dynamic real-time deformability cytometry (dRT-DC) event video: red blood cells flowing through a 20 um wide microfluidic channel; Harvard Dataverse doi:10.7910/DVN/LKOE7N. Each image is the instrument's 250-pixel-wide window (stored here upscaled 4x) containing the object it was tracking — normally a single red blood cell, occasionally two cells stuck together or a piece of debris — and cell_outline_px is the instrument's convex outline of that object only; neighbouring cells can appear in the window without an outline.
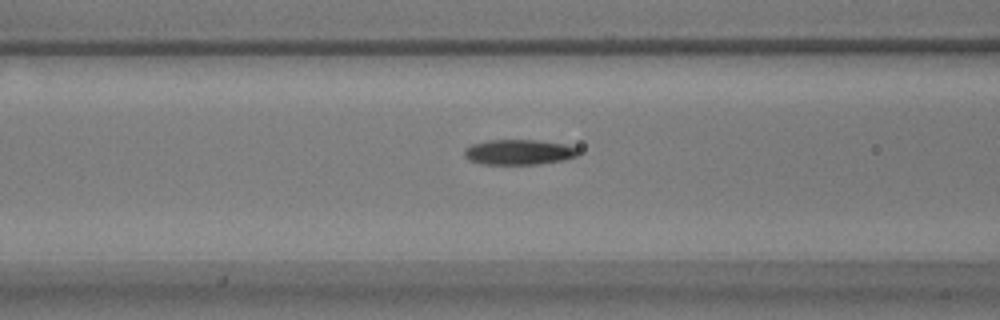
{"species": "common noctule bat (a hibernating species)", "species_latin": "Nyctalus noctula", "temperature_condition": "warm", "stored_images_in_passage": 41, "camera_frame_rate_fps": 3000, "um_per_image_px": 0.085, "animal": {"sex": "male", "body_mass_g": 17.9}, "frame": {"image": 1, "passage_image": 6, "time_ms": 1.667, "image_size_px": [1000, 320], "cell_outline_px": [[580, 152], [576, 156], [564, 160], [540, 164], [484, 164], [468, 160], [464, 156], [464, 148], [472, 144], [488, 140], [536, 140], [564, 144], [580, 148]], "centroid_in_image_um": [44.11, 12.93], "position_along_channel_um": 122.5, "area_um2": 16.88}}
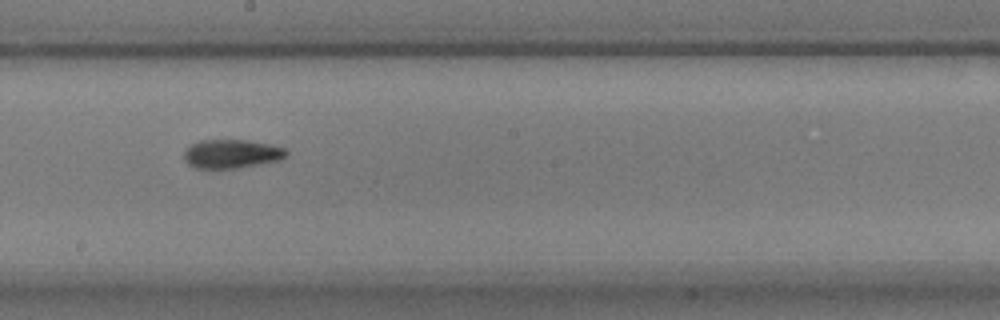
{"frame": {"image": 2, "passage_image": 15, "time_ms": 4.667, "image_size_px": [1000, 320], "cell_outline_px": [[288, 156], [280, 160], [236, 168], [196, 168], [188, 164], [184, 160], [184, 152], [192, 144], [200, 140], [248, 140], [288, 148]], "centroid_in_image_um": [19.72, 13.07], "position_along_channel_um": 228.5, "area_um2": 17.17}}
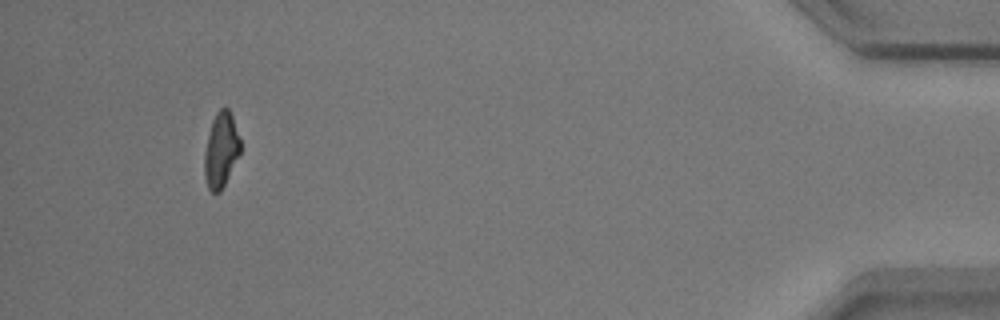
{"frame": {"image": 3, "passage_image": 37, "time_ms": 12.0, "image_size_px": [1000, 320], "cell_outline_px": [[240, 152], [220, 192], [212, 192], [208, 188], [204, 176], [204, 152], [212, 120], [216, 112], [220, 108], [228, 108], [232, 116], [240, 140]], "centroid_in_image_um": [18.76, 12.74], "position_along_channel_um": 416.4, "area_um2": 15.43}, "authors_computed_cell_mechanics": {"area_um2": 16.762, "velocity_mm_per_s": 3.5367, "shape_relaxation_time_tau1_ms": 7.4173, "shape_relaxation_time_tau2_ms": 2.6769, "deformation_change_tau1": 0.2049, "deformation_change_tau2": 0.0971}}